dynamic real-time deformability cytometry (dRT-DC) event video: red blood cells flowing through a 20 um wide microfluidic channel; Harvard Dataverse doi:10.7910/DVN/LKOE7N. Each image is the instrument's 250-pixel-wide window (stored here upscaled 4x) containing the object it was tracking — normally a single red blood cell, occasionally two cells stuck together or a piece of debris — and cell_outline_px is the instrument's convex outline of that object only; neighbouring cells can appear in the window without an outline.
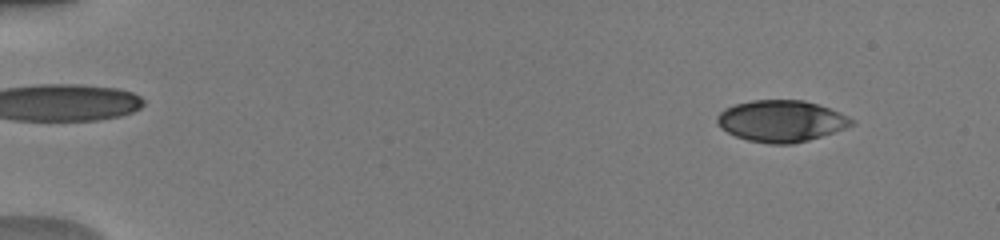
{"species": "human", "species_latin": "Homo sapiens", "temperature_condition": "warm", "stored_images_in_passage": 51, "camera_frame_rate_fps": 3000, "um_per_image_px": 0.085, "donor": {"sex": "male"}, "frame": {"image": 1, "passage_image": 6, "time_ms": 1.667, "image_size_px": [1000, 240], "cell_outline_px": [[824, 108], [812, 136], [800, 140], [756, 140], [732, 132], [724, 128], [720, 124], [720, 116], [724, 112], [740, 104], [768, 100], [792, 100], [812, 104]], "centroid_in_image_um": [65.7, 10.19], "position_along_channel_um": 19.3, "area_um2": 24.1}}
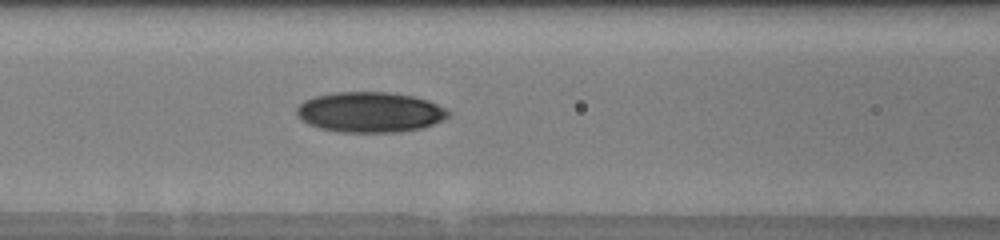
{"frame": {"image": 2, "passage_image": 24, "time_ms": 7.667, "image_size_px": [1000, 240], "cell_outline_px": [[440, 116], [424, 124], [404, 128], [340, 128], [320, 124], [304, 116], [304, 108], [308, 104], [316, 100], [332, 96], [396, 96], [420, 100], [436, 108], [440, 112]], "centroid_in_image_um": [31.49, 9.52], "position_along_channel_um": 135.1, "area_um2": 26.47}}
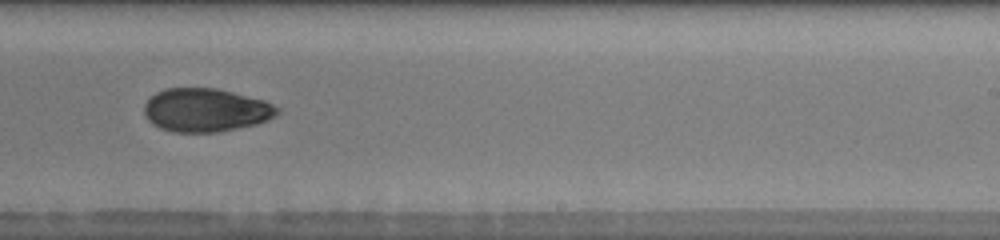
{"frame": {"image": 3, "passage_image": 34, "time_ms": 11.0, "image_size_px": [1000, 240], "cell_outline_px": [[272, 112], [268, 116], [260, 120], [220, 128], [172, 128], [160, 124], [148, 112], [148, 104], [156, 96], [164, 92], [184, 88], [220, 92], [252, 100], [264, 104]], "centroid_in_image_um": [17.37, 9.3], "position_along_channel_um": 271.6, "area_um2": 26.59}, "authors_computed_cell_mechanics": {"area_um2": 26.01, "velocity_mm_per_s": 4.0977, "shape_relaxation_time_tau1_ms": null, "shape_relaxation_time_tau2_ms": 7.0378, "deformation_change_tau1": null, "deformation_change_tau2": 0.0988}}